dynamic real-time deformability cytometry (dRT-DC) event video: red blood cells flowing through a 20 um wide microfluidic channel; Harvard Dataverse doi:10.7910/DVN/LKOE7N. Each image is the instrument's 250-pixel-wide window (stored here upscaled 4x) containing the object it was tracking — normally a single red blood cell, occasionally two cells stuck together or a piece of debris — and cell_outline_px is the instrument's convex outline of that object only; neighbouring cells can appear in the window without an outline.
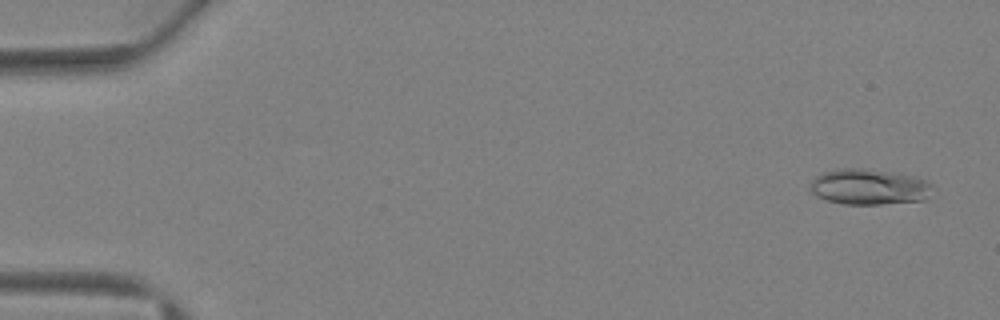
{"species": "Egyptian fruit bat (a non-hibernating species)", "species_latin": "Rousettus aegyptiacus", "temperature_condition": "warm", "stored_images_in_passage": 43, "camera_frame_rate_fps": 3000, "um_per_image_px": 0.085, "animal": {"sex": "female"}, "frame": {"image": 1, "passage_image": 2, "time_ms": 0.333, "image_size_px": [1000, 320], "cell_outline_px": [[936, 188], [924, 200], [880, 204], [840, 204], [816, 196], [812, 192], [812, 180], [816, 176], [824, 172], [836, 168], [864, 168], [896, 172], [916, 176], [928, 180]], "centroid_in_image_um": [73.94, 15.87], "position_along_channel_um": 11.1, "area_um2": 25.84}}
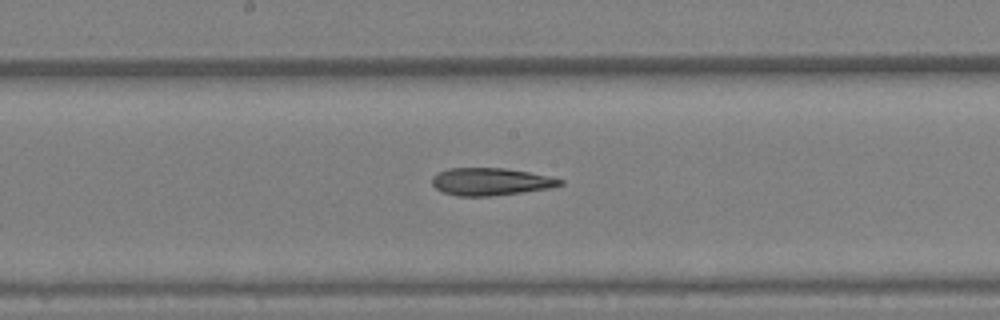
{"frame": {"image": 2, "passage_image": 23, "time_ms": 7.333, "image_size_px": [1000, 320], "cell_outline_px": [[564, 184], [552, 188], [492, 196], [456, 196], [444, 192], [436, 188], [432, 184], [432, 176], [436, 172], [448, 168], [504, 168], [528, 172], [548, 176], [564, 180]], "centroid_in_image_um": [41.7, 15.44], "position_along_channel_um": 206.5, "area_um2": 20.58}}
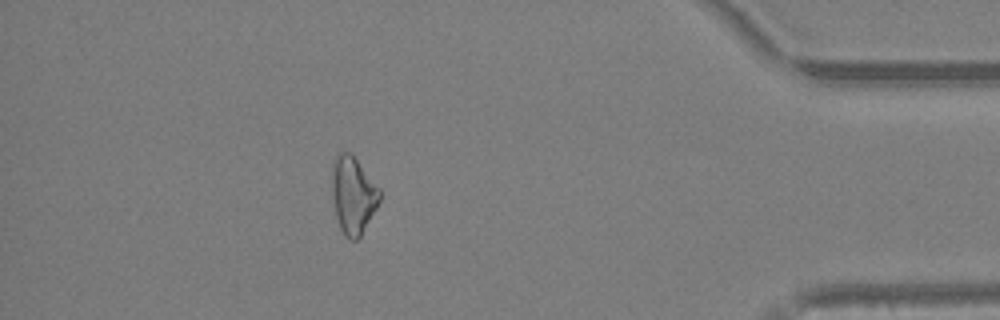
{"frame": {"image": 3, "passage_image": 38, "time_ms": 12.333, "image_size_px": [1000, 320], "cell_outline_px": [[380, 200], [376, 208], [360, 236], [356, 240], [348, 240], [344, 236], [340, 228], [336, 216], [332, 200], [332, 164], [336, 156], [340, 152], [348, 152], [356, 160], [380, 188]], "centroid_in_image_um": [29.99, 16.61], "position_along_channel_um": 405.2, "area_um2": 21.27}}